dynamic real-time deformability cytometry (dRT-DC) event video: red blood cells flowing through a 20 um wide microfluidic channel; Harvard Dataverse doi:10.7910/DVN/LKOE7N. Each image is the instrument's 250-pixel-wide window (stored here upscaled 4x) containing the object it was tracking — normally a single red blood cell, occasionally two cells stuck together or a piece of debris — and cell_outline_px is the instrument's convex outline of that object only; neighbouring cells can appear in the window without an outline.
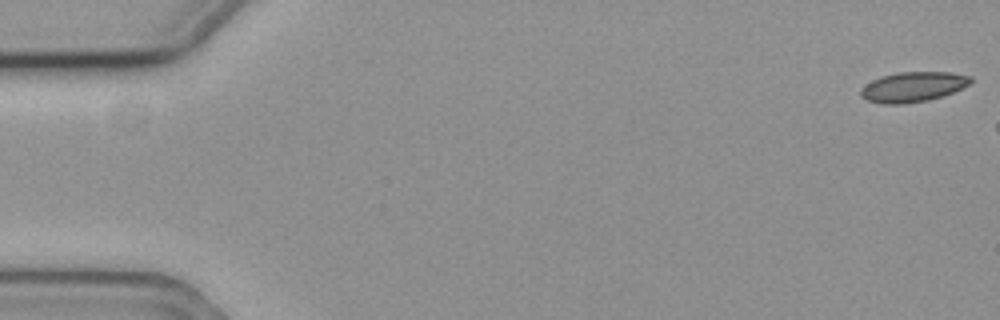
{"species": "common noctule bat (a hibernating species)", "species_latin": "Nyctalus noctula", "temperature_condition": "cold", "stored_images_in_passage": 5, "camera_frame_rate_fps": 3000, "um_per_image_px": 0.085, "animal": {"sex": "female", "body_mass_g": 19.3, "forearm_length_mm": 54.1}, "frame": {"image": 1, "passage_image": 1, "time_ms": 0.0, "image_size_px": [1000, 320], "cell_outline_px": [[972, 80], [968, 84], [952, 92], [928, 100], [904, 104], [880, 104], [868, 100], [860, 96], [860, 88], [872, 80], [880, 76], [900, 72], [948, 72], [972, 76]], "centroid_in_image_um": [77.55, 7.38], "position_along_channel_um": 7.5, "area_um2": 19.13}}